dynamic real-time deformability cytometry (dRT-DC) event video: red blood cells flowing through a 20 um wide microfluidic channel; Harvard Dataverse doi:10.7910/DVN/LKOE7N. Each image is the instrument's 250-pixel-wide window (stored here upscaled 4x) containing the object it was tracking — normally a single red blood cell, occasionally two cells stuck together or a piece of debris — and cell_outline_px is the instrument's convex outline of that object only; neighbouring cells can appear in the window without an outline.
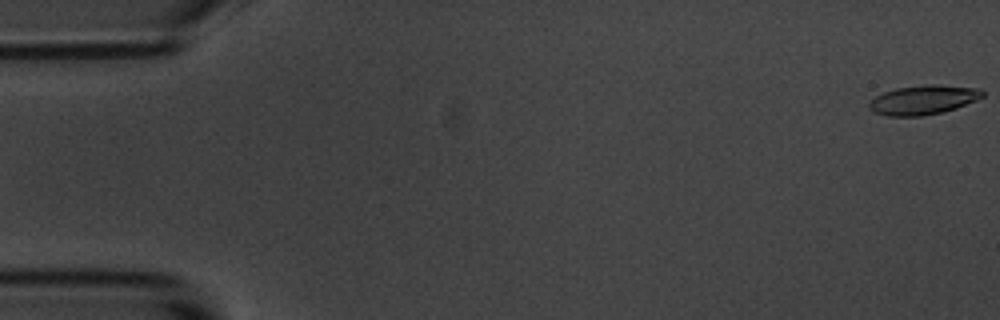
{"species": "common noctule bat (a hibernating species)", "species_latin": "Nyctalus noctula", "temperature_condition": "room temperature", "stored_images_in_passage": 36, "camera_frame_rate_fps": 3000, "um_per_image_px": 0.085, "animal": {"sex": "male", "body_mass_g": 20.1, "forearm_length_mm": 53.5}, "frame": {"image": 1, "passage_image": 1, "time_ms": 0.0, "image_size_px": [1000, 320], "cell_outline_px": [[984, 96], [976, 100], [956, 108], [940, 112], [920, 116], [888, 116], [876, 112], [868, 108], [868, 104], [876, 96], [884, 92], [896, 88], [928, 84], [936, 84], [980, 88], [984, 92]], "centroid_in_image_um": [78.5, 8.47], "position_along_channel_um": 6.5, "area_um2": 19.25}}
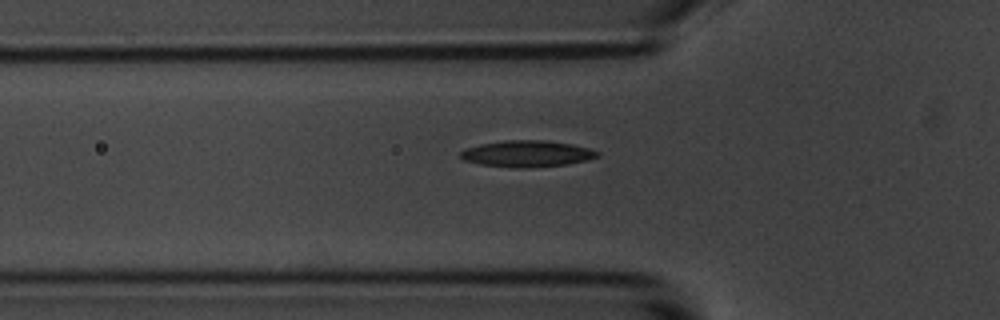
{"frame": {"image": 2, "passage_image": 19, "time_ms": 6.0, "image_size_px": [1000, 320], "cell_outline_px": [[600, 156], [588, 160], [568, 164], [532, 168], [516, 168], [480, 164], [464, 160], [460, 156], [460, 152], [464, 148], [480, 144], [504, 140], [544, 140], [572, 144], [588, 148], [600, 152]], "centroid_in_image_um": [44.81, 13.07], "position_along_channel_um": 81.0, "area_um2": 21.27}}
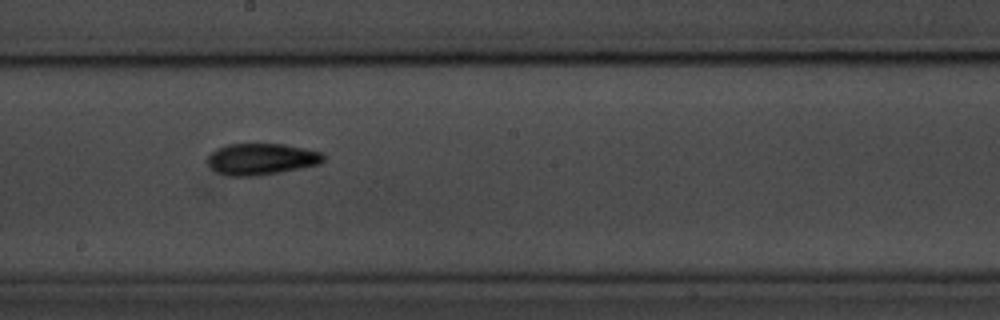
{"frame": {"image": 3, "passage_image": 31, "time_ms": 10.0, "image_size_px": [1000, 320], "cell_outline_px": [[324, 160], [320, 164], [300, 168], [252, 176], [228, 176], [212, 168], [208, 164], [208, 156], [216, 148], [228, 144], [284, 144], [324, 152]], "centroid_in_image_um": [22.24, 13.5], "position_along_channel_um": 226.0, "area_um2": 21.04}}